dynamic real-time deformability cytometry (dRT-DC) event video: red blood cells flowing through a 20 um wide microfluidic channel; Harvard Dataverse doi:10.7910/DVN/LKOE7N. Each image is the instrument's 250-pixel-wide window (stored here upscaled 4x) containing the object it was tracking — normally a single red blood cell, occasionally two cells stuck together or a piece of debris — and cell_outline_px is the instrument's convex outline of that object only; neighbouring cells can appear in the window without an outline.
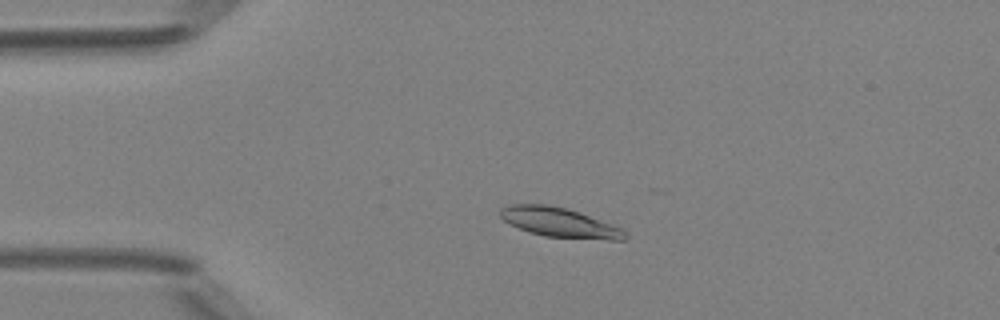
{"species": "Egyptian fruit bat (a non-hibernating species)", "species_latin": "Rousettus aegyptiacus", "temperature_condition": "room temperature", "stored_images_in_passage": 4, "camera_frame_rate_fps": 3000, "um_per_image_px": 0.085, "animal": {"sex": "female"}, "frame": {"image": 1, "passage_image": 3, "time_ms": 2.333, "image_size_px": [1000, 320], "cell_outline_px": [[628, 236], [624, 240], [608, 240], [544, 236], [528, 232], [504, 220], [500, 216], [500, 208], [508, 204], [548, 204], [580, 212], [620, 228], [628, 232]], "centroid_in_image_um": [47.56, 18.91], "position_along_channel_um": 37.4, "area_um2": 21.39}}